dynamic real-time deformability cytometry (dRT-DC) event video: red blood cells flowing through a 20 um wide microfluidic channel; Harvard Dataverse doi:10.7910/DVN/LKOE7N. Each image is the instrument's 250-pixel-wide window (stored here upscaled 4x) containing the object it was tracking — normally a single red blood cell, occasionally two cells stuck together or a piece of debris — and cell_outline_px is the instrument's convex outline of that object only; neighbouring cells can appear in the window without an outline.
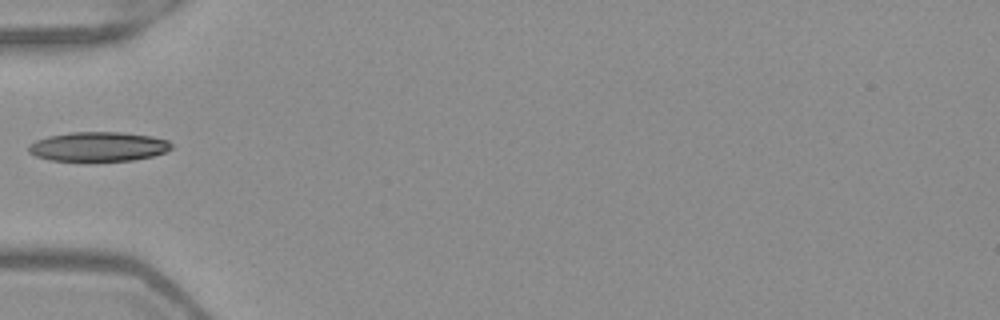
{"species": "Egyptian fruit bat (a non-hibernating species)", "species_latin": "Rousettus aegyptiacus", "temperature_condition": "warm", "stored_images_in_passage": 34, "camera_frame_rate_fps": 3000, "um_per_image_px": 0.085, "frame": {"image": 1, "passage_image": 1, "time_ms": 0.0, "image_size_px": [1000, 320], "cell_outline_px": [[172, 148], [164, 152], [152, 156], [132, 160], [52, 160], [36, 156], [28, 152], [28, 144], [36, 140], [48, 136], [68, 132], [120, 132], [152, 136], [168, 140], [172, 144]], "centroid_in_image_um": [8.35, 12.44], "position_along_channel_um": 76.7, "area_um2": 24.33}}
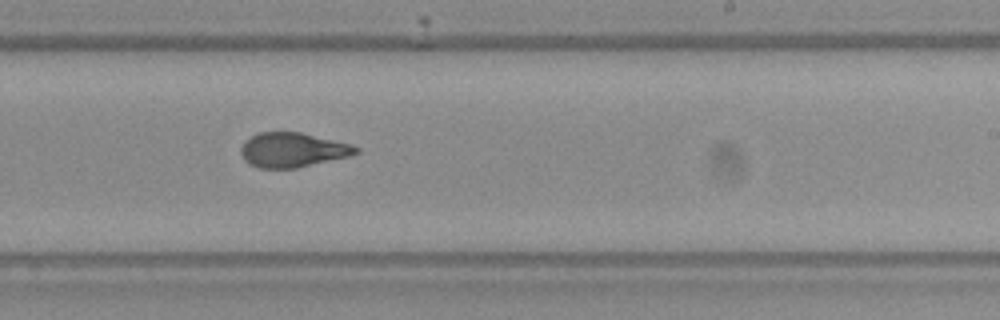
{"frame": {"image": 2, "passage_image": 15, "time_ms": 4.667, "image_size_px": [1000, 320], "cell_outline_px": [[360, 152], [352, 156], [296, 168], [260, 168], [248, 164], [244, 160], [240, 152], [240, 148], [244, 140], [256, 132], [300, 132], [352, 144], [360, 148]], "centroid_in_image_um": [24.87, 12.74], "position_along_channel_um": 264.1, "area_um2": 23.52}}
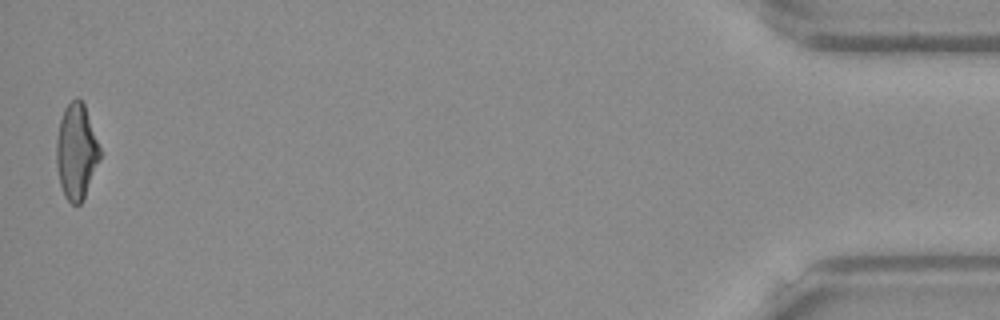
{"frame": {"image": 3, "passage_image": 34, "time_ms": 11.0, "image_size_px": [1000, 320], "cell_outline_px": [[100, 160], [84, 200], [80, 204], [72, 204], [64, 196], [60, 184], [56, 168], [56, 140], [60, 120], [64, 108], [76, 96], [84, 104], [100, 148]], "centroid_in_image_um": [6.48, 12.92], "position_along_channel_um": 428.7, "area_um2": 24.33}}